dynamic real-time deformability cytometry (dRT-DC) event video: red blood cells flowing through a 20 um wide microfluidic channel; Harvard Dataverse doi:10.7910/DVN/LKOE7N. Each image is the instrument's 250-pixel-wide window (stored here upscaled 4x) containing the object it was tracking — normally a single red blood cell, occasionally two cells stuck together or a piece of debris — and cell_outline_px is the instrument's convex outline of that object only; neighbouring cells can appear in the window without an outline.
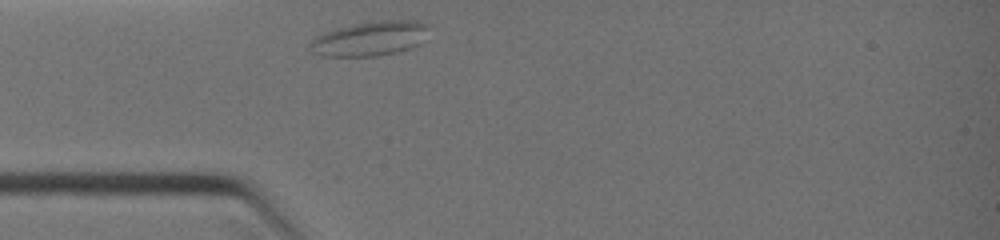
{"species": "common noctule bat (a hibernating species)", "species_latin": "Nyctalus noctula", "temperature_condition": "warm", "stored_images_in_passage": 1, "camera_frame_rate_fps": 3000, "um_per_image_px": 0.085, "animal": {"sex": "female", "body_mass_g": 19.0, "forearm_length_mm": 51.5}, "frame": {"image": 1, "passage_image": 1, "time_ms": 0.0, "image_size_px": [1000, 240], "cell_outline_px": [[428, 28], [420, 44], [396, 52], [380, 56], [320, 56], [312, 52], [312, 40], [316, 36], [352, 24], [384, 20], [416, 20], [428, 24]], "centroid_in_image_um": [31.48, 3.28], "position_along_channel_um": 53.5, "area_um2": 23.52}}